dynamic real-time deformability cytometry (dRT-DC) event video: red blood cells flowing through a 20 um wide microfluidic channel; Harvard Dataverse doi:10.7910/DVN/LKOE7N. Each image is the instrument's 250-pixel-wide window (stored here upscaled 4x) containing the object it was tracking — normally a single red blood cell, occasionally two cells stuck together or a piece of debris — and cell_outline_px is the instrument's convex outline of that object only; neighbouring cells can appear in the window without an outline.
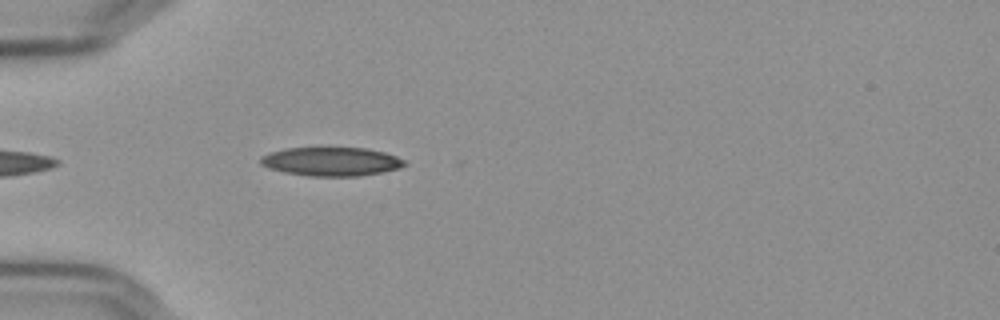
{"species": "Egyptian fruit bat (a non-hibernating species)", "species_latin": "Rousettus aegyptiacus", "temperature_condition": "cold", "stored_images_in_passage": 6, "camera_frame_rate_fps": 3000, "um_per_image_px": 0.085, "frame": {"image": 1, "passage_image": 2, "time_ms": 0.333, "image_size_px": [1000, 320], "cell_outline_px": [[408, 164], [400, 168], [384, 172], [356, 176], [308, 176], [284, 172], [268, 168], [260, 164], [260, 156], [268, 152], [284, 148], [364, 148], [384, 152], [396, 156], [404, 160]], "centroid_in_image_um": [28.13, 13.73], "position_along_channel_um": 56.9, "area_um2": 24.28}}
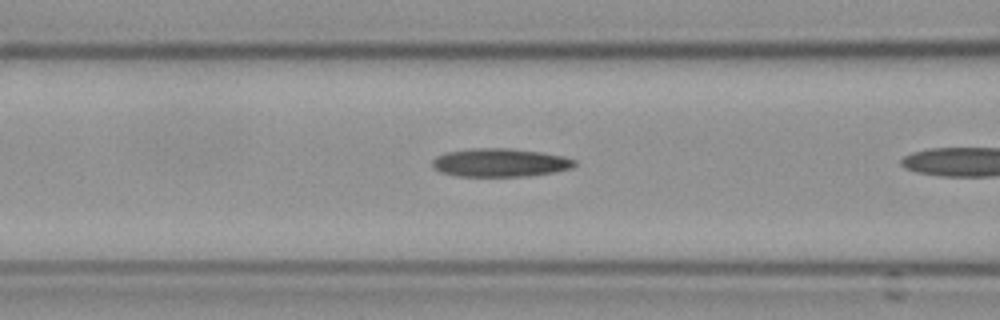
{"frame": {"image": 2, "passage_image": 5, "time_ms": 1.333, "image_size_px": [1000, 320], "cell_outline_px": [[576, 164], [572, 168], [552, 172], [528, 176], [456, 176], [440, 172], [432, 168], [432, 160], [436, 156], [444, 152], [468, 148], [508, 148], [540, 152], [564, 156], [576, 160]], "centroid_in_image_um": [42.45, 13.82], "position_along_channel_um": 124.1, "area_um2": 23.7}}